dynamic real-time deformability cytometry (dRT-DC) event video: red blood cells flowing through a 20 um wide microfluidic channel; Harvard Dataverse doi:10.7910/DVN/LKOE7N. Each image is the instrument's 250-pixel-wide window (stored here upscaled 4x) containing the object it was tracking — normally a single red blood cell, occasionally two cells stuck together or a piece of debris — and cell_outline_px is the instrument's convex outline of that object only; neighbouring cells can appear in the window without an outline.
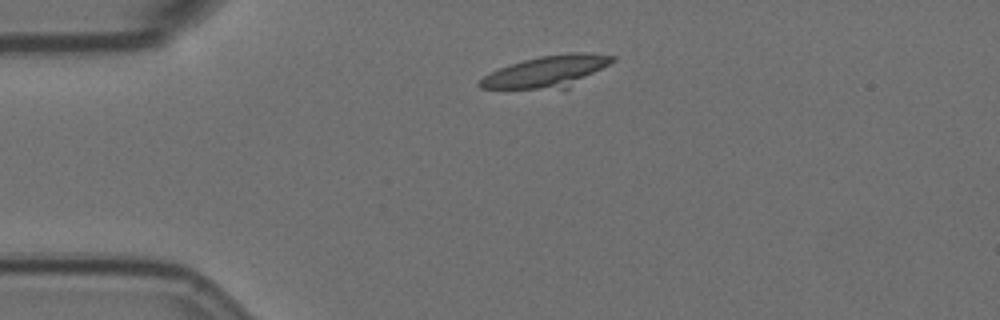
{"species": "Egyptian fruit bat (a non-hibernating species)", "species_latin": "Rousettus aegyptiacus", "temperature_condition": "room temperature", "stored_images_in_passage": 46, "camera_frame_rate_fps": 3000, "um_per_image_px": 0.085, "animal": {"sex": "female"}, "frame": {"image": 1, "passage_image": 1, "time_ms": 0.0, "image_size_px": [1000, 320], "cell_outline_px": [[616, 60], [568, 88], [480, 88], [476, 84], [484, 76], [500, 68], [524, 60], [540, 56], [568, 52], [588, 52], [616, 56]], "centroid_in_image_um": [46.53, 6.06], "position_along_channel_um": 38.5, "area_um2": 23.99}}
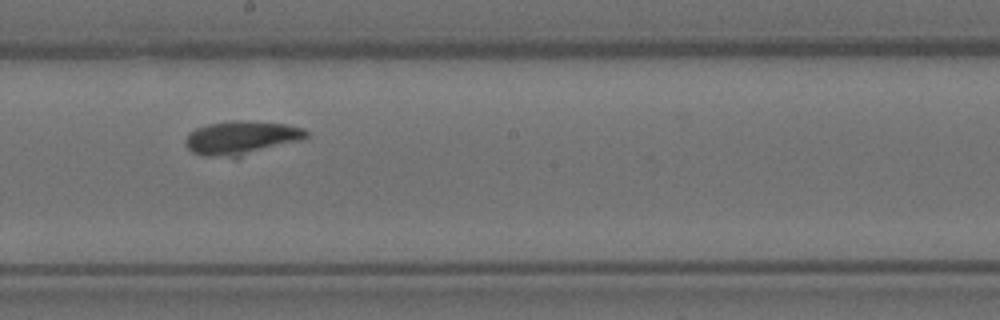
{"frame": {"image": 2, "passage_image": 20, "time_ms": 6.333, "image_size_px": [1000, 320], "cell_outline_px": [[308, 136], [300, 140], [236, 160], [204, 156], [192, 152], [184, 144], [184, 140], [188, 132], [196, 128], [208, 124], [232, 120], [244, 120], [288, 124], [304, 128], [308, 132]], "centroid_in_image_um": [20.49, 11.75], "position_along_channel_um": 227.7, "area_um2": 24.74}}
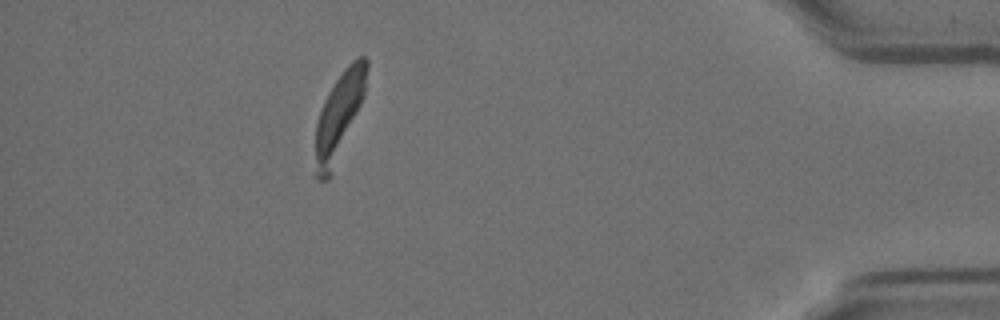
{"frame": {"image": 3, "passage_image": 40, "time_ms": 13.0, "image_size_px": [1000, 320], "cell_outline_px": [[368, 68], [364, 96], [328, 180], [316, 180], [316, 124], [324, 100], [328, 92], [344, 68], [352, 60], [360, 56], [364, 56], [368, 60]], "centroid_in_image_um": [28.83, 9.77], "position_along_channel_um": 406.4, "area_um2": 25.03}}